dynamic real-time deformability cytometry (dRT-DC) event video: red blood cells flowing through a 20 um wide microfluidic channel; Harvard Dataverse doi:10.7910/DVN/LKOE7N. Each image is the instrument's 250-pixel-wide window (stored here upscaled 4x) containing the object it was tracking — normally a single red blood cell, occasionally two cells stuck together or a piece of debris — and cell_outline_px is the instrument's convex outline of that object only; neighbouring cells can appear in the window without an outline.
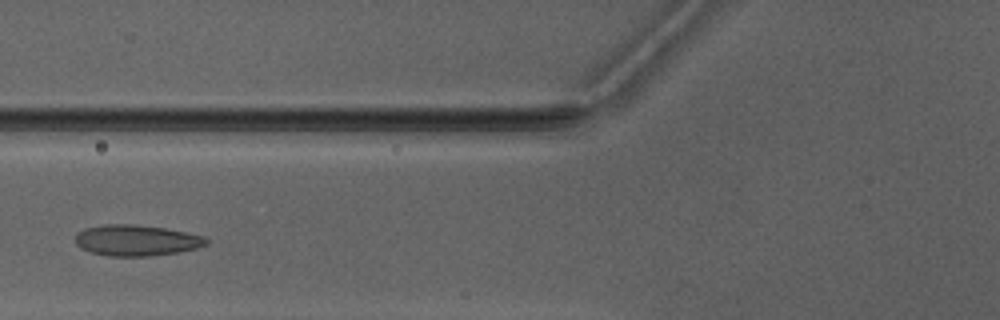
{"species": "Egyptian fruit bat (a non-hibernating species)", "species_latin": "Rousettus aegyptiacus", "temperature_condition": "warm", "stored_images_in_passage": 5, "camera_frame_rate_fps": 3000, "um_per_image_px": 0.085, "animal": {"sex": "male"}, "frame": {"image": 1, "passage_image": 5, "time_ms": 4.667, "image_size_px": [1000, 320], "cell_outline_px": [[208, 244], [196, 248], [176, 252], [148, 256], [108, 256], [92, 252], [80, 248], [76, 244], [76, 232], [84, 228], [104, 224], [132, 224], [164, 228], [204, 236], [208, 240]], "centroid_in_image_um": [11.55, 20.42], "position_along_channel_um": 114.2, "area_um2": 23.52}}